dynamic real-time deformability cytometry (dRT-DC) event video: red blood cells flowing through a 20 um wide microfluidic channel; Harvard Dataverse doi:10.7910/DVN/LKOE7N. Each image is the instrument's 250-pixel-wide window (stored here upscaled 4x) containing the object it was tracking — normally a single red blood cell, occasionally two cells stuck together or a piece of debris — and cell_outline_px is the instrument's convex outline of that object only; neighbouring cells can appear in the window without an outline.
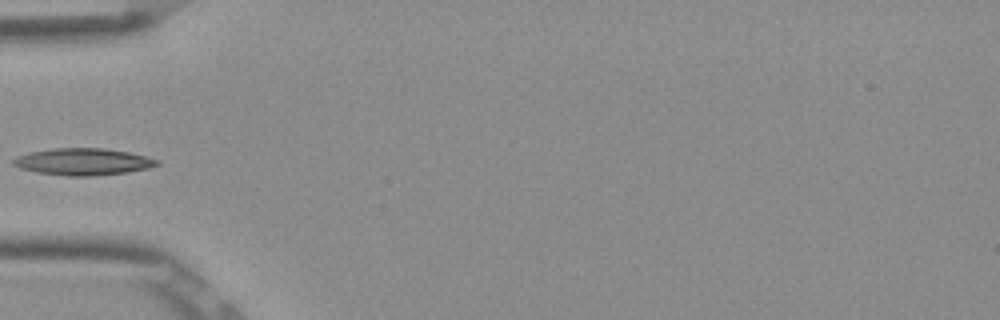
{"species": "Egyptian fruit bat (a non-hibernating species)", "species_latin": "Rousettus aegyptiacus", "temperature_condition": "room temperature", "stored_images_in_passage": 4, "camera_frame_rate_fps": 3000, "um_per_image_px": 0.085, "frame": {"image": 1, "passage_image": 3, "time_ms": 0.667, "image_size_px": [1000, 320], "cell_outline_px": [[160, 164], [148, 168], [128, 172], [92, 176], [68, 176], [36, 172], [20, 168], [12, 164], [12, 160], [16, 156], [32, 152], [56, 148], [104, 148], [128, 152], [160, 160]], "centroid_in_image_um": [7.06, 13.75], "position_along_channel_um": 77.9, "area_um2": 22.43}}
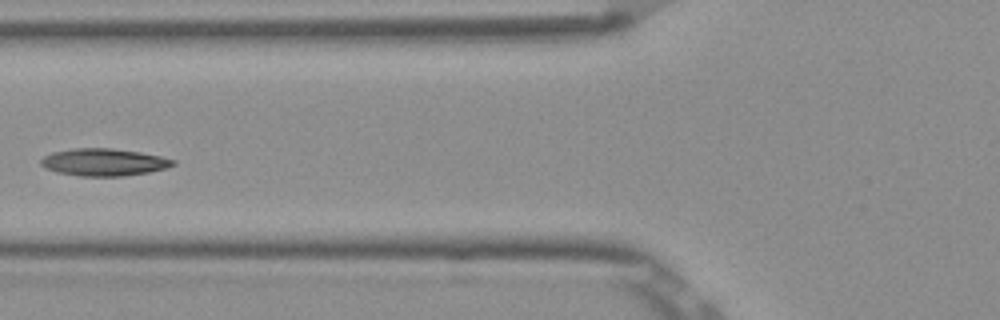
{"frame": {"image": 2, "passage_image": 4, "time_ms": 1.0, "image_size_px": [1000, 320], "cell_outline_px": [[176, 164], [164, 168], [148, 172], [124, 176], [80, 176], [56, 172], [44, 168], [40, 164], [40, 160], [44, 156], [52, 152], [72, 148], [112, 148], [140, 152], [160, 156], [176, 160]], "centroid_in_image_um": [8.79, 13.78], "position_along_channel_um": 117.0, "area_um2": 21.1}}